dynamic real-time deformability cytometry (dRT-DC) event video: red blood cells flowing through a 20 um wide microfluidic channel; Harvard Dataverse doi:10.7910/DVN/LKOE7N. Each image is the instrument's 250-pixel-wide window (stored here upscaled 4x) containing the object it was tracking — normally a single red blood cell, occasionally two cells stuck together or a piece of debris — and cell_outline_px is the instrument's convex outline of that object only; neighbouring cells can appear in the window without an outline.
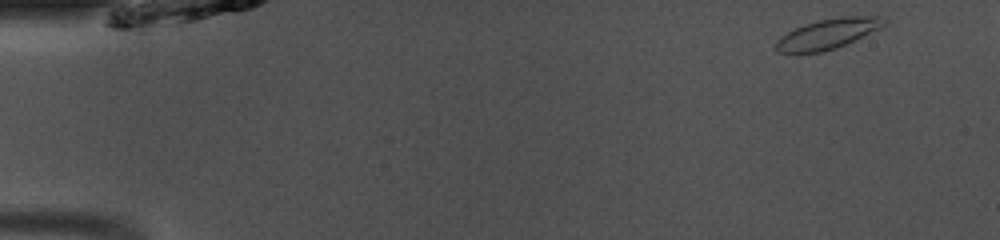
{"species": "common noctule bat (a hibernating species)", "species_latin": "Nyctalus noctula", "temperature_condition": "room temperature", "stored_images_in_passage": 46, "camera_frame_rate_fps": 3000, "um_per_image_px": 0.085, "animal": {"sex": "male", "body_mass_g": 13.0, "forearm_length_mm": 53.1}, "frame": {"image": 1, "passage_image": 1, "time_ms": 0.0, "image_size_px": [1000, 240], "cell_outline_px": [[888, 20], [880, 28], [836, 48], [824, 52], [776, 52], [772, 48], [772, 44], [780, 36], [804, 24], [816, 20], [844, 16], [888, 16]], "centroid_in_image_um": [70.33, 2.87], "position_along_channel_um": 14.7, "area_um2": 19.13}}
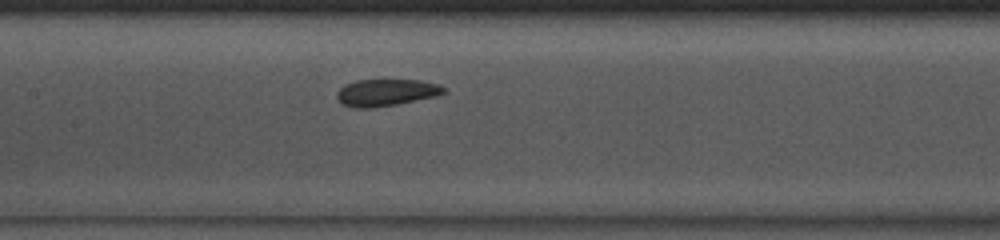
{"frame": {"image": 2, "passage_image": 21, "time_ms": 6.667, "image_size_px": [1000, 240], "cell_outline_px": [[444, 92], [436, 96], [396, 104], [372, 108], [356, 108], [340, 104], [336, 96], [336, 92], [344, 84], [356, 80], [420, 80], [440, 84], [444, 88]], "centroid_in_image_um": [32.77, 7.86], "position_along_channel_um": 174.6, "area_um2": 16.82}}
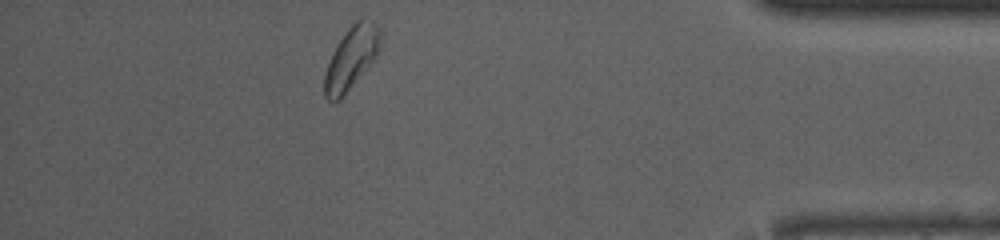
{"frame": {"image": 3, "passage_image": 41, "time_ms": 13.333, "image_size_px": [1000, 240], "cell_outline_px": [[380, 48], [376, 56], [344, 96], [340, 100], [328, 100], [324, 96], [324, 76], [332, 52], [336, 44], [348, 28], [360, 16], [380, 24]], "centroid_in_image_um": [29.87, 4.88], "position_along_channel_um": 405.3, "area_um2": 20.4}, "authors_computed_cell_mechanics": {"area_um2": 17.5134, "velocity_mm_per_s": 4.0723, "shape_relaxation_time_tau1_ms": 1.9972, "shape_relaxation_time_tau2_ms": 3.0673, "deformation_change_tau1": 0.0676, "deformation_change_tau2": 0.0966}}